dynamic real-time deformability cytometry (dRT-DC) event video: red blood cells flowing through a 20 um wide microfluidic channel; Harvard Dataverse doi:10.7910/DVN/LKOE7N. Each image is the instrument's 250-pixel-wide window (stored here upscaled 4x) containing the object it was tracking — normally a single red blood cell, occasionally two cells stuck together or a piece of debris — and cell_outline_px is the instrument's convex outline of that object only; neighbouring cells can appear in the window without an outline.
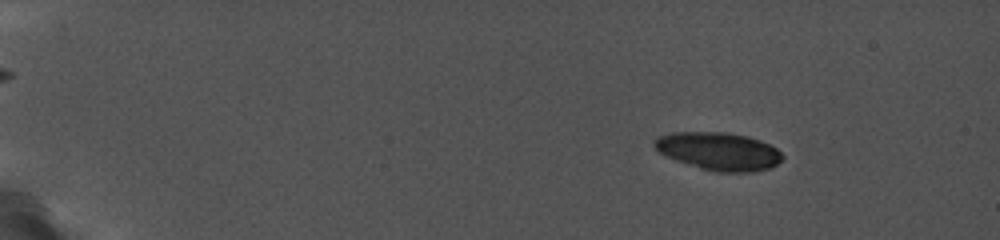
{"species": "common noctule bat (a hibernating species)", "species_latin": "Nyctalus noctula", "temperature_condition": "cold", "stored_images_in_passage": 5, "camera_frame_rate_fps": 5000, "um_per_image_px": 0.085, "animal": {"sex": "female", "body_mass_g": 19.0, "forearm_length_mm": 56.7}, "frame": {"image": 1, "passage_image": 3, "time_ms": 2.0, "image_size_px": [1000, 240], "cell_outline_px": [[784, 160], [772, 168], [752, 172], [716, 172], [700, 168], [664, 156], [652, 144], [660, 136], [672, 132], [724, 132], [748, 136], [760, 140], [776, 148], [784, 156]], "centroid_in_image_um": [61.13, 12.86], "position_along_channel_um": 23.9, "area_um2": 28.38}}